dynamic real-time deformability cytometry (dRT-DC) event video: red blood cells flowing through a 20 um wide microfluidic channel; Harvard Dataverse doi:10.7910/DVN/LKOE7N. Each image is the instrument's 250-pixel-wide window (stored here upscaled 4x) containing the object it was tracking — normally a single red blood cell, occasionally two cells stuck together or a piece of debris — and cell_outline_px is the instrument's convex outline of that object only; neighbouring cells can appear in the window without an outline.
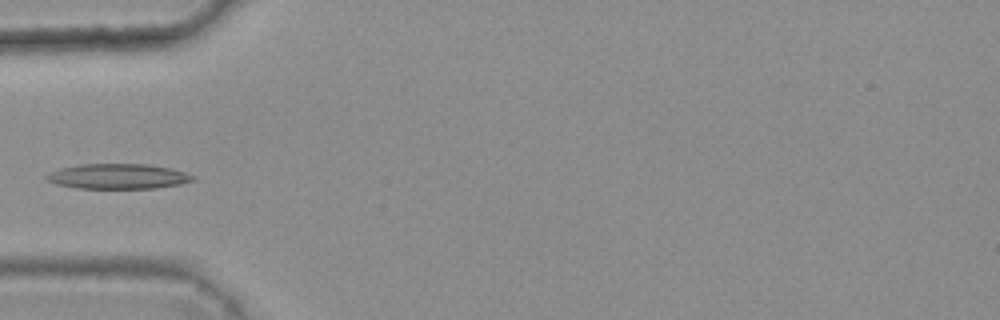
{"species": "common noctule bat (a hibernating species)", "species_latin": "Nyctalus noctula", "temperature_condition": "warm", "stored_images_in_passage": 6, "camera_frame_rate_fps": 3000, "um_per_image_px": 0.085, "animal": {"sex": "female", "body_mass_g": 25.1}, "frame": {"image": 1, "passage_image": 6, "time_ms": 1.667, "image_size_px": [1000, 320], "cell_outline_px": [[196, 180], [180, 184], [156, 188], [76, 188], [56, 184], [48, 180], [44, 176], [60, 168], [80, 164], [148, 164], [168, 168], [184, 172], [196, 176]], "centroid_in_image_um": [10.05, 14.99], "position_along_channel_um": 74.9, "area_um2": 21.33}}